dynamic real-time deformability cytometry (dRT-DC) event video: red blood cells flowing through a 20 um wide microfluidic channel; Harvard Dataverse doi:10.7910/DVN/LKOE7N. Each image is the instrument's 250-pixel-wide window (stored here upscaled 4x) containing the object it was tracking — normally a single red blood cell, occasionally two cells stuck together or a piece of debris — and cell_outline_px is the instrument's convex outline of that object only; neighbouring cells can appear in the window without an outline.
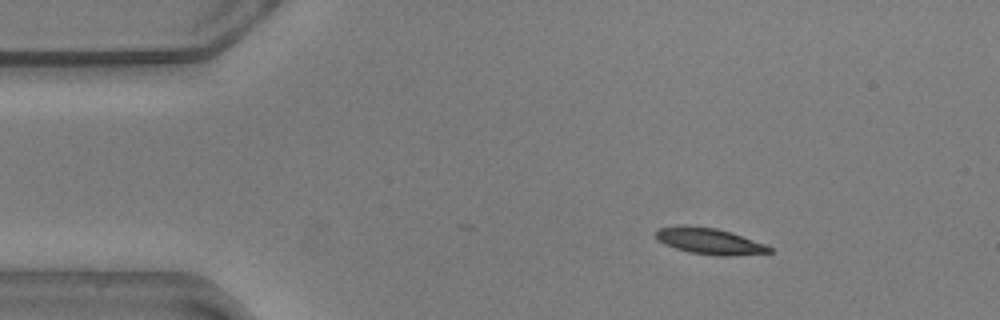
{"species": "common noctule bat (a hibernating species)", "species_latin": "Nyctalus noctula", "temperature_condition": "warm", "stored_images_in_passage": 36, "camera_frame_rate_fps": 3000, "um_per_image_px": 0.085, "animal": {"sex": "male", "body_mass_g": 20.5, "forearm_length_mm": 52.5}, "frame": {"image": 1, "passage_image": 1, "time_ms": 0.0, "image_size_px": [1000, 320], "cell_outline_px": [[772, 252], [728, 256], [716, 256], [688, 252], [664, 244], [656, 240], [656, 228], [680, 224], [688, 224], [716, 228], [732, 232], [764, 244], [772, 248]], "centroid_in_image_um": [60.23, 20.47], "position_along_channel_um": 24.8, "area_um2": 17.63}}
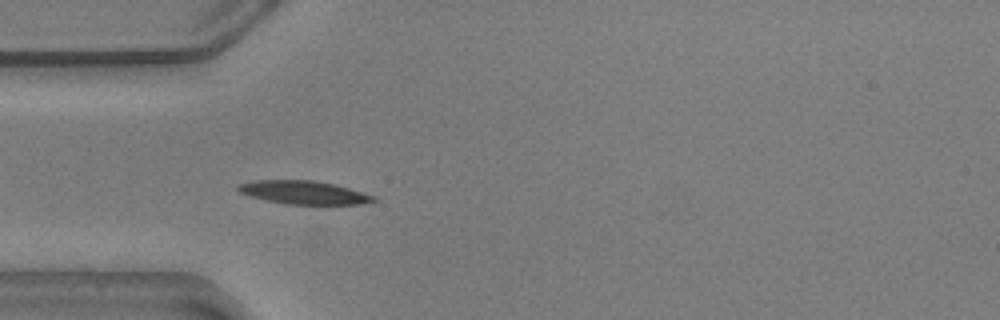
{"frame": {"image": 2, "passage_image": 9, "time_ms": 2.667, "image_size_px": [1000, 320], "cell_outline_px": [[376, 200], [360, 204], [284, 204], [248, 196], [240, 192], [236, 188], [240, 184], [256, 180], [312, 180], [332, 184], [348, 188], [376, 196]], "centroid_in_image_um": [25.79, 16.36], "position_along_channel_um": 59.2, "area_um2": 18.21}}
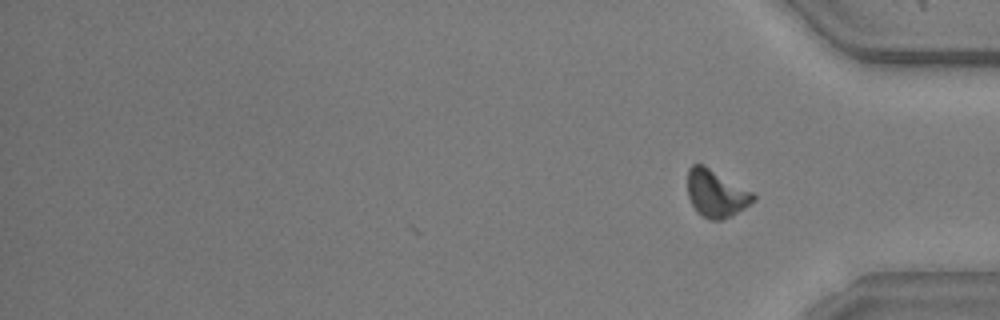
{"frame": {"image": 3, "passage_image": 36, "time_ms": 11.667, "image_size_px": [1000, 320], "cell_outline_px": [[756, 200], [732, 216], [720, 220], [708, 220], [692, 204], [688, 196], [688, 168], [692, 164], [704, 164], [752, 192], [756, 196]], "centroid_in_image_um": [60.87, 16.43], "position_along_channel_um": 374.3, "area_um2": 17.98}, "authors_computed_cell_mechanics": {"area_um2": 17.8602, "velocity_mm_per_s": 3.5668, "shape_relaxation_time_tau1_ms": 5.5872, "shape_relaxation_time_tau2_ms": 4.8514, "deformation_change_tau1": 0.1546, "deformation_change_tau2": 0.1043}}